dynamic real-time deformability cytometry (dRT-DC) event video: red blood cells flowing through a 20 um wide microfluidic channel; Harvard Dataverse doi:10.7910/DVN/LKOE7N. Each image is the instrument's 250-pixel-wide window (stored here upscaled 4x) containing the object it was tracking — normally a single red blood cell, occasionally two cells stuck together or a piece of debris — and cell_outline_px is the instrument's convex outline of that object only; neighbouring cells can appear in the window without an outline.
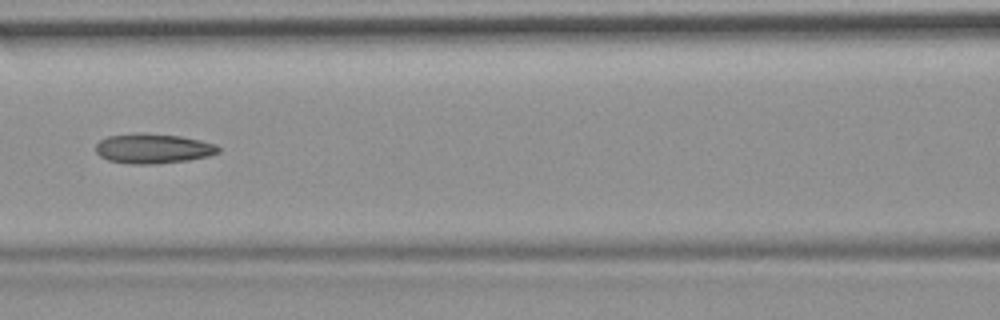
{"species": "common noctule bat (a hibernating species)", "species_latin": "Nyctalus noctula", "temperature_condition": "room temperature", "stored_images_in_passage": 15, "camera_frame_rate_fps": 3000, "um_per_image_px": 0.085, "animal": {"sex": "female", "body_mass_g": 19.9}, "frame": {"image": 1, "passage_image": 7, "time_ms": 2.0, "image_size_px": [1000, 320], "cell_outline_px": [[220, 152], [208, 156], [188, 160], [156, 164], [128, 164], [108, 160], [100, 156], [96, 152], [96, 144], [100, 140], [108, 136], [136, 132], [140, 132], [180, 136], [200, 140], [216, 144], [220, 148]], "centroid_in_image_um": [13.0, 12.62], "position_along_channel_um": 153.6, "area_um2": 21.5}}